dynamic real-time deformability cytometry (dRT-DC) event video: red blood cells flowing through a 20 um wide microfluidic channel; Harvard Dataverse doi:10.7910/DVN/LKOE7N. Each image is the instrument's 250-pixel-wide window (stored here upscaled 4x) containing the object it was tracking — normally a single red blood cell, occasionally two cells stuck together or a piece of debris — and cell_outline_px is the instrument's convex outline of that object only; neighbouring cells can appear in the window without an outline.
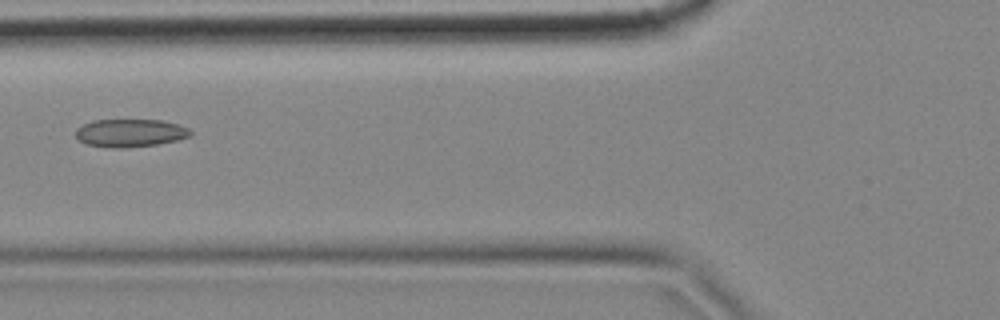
{"species": "common noctule bat (a hibernating species)", "species_latin": "Nyctalus noctula", "temperature_condition": "cold", "stored_images_in_passage": 10, "camera_frame_rate_fps": 3000, "um_per_image_px": 0.085, "animal": {"sex": "female", "body_mass_g": 18.4}, "frame": {"image": 1, "passage_image": 5, "time_ms": 1.333, "image_size_px": [1000, 320], "cell_outline_px": [[192, 136], [176, 140], [156, 144], [120, 148], [116, 148], [84, 144], [76, 136], [76, 128], [92, 120], [160, 120], [180, 124], [188, 128], [192, 132]], "centroid_in_image_um": [11.07, 11.29], "position_along_channel_um": 114.7, "area_um2": 18.61}}
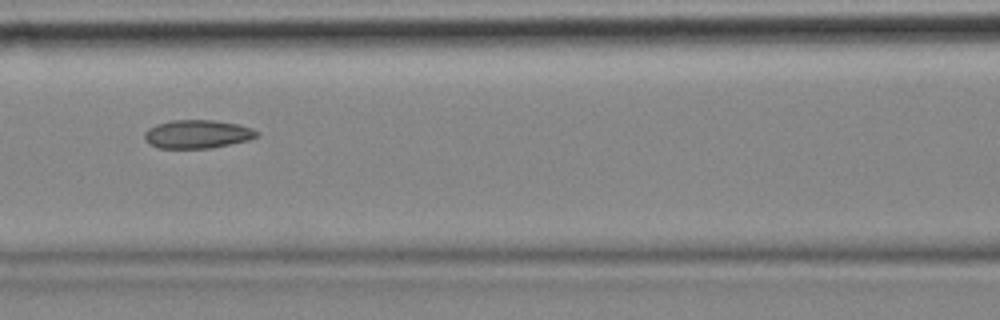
{"frame": {"image": 2, "passage_image": 6, "time_ms": 1.667, "image_size_px": [1000, 320], "cell_outline_px": [[260, 136], [248, 140], [208, 148], [160, 148], [148, 144], [144, 140], [144, 132], [148, 128], [156, 124], [172, 120], [212, 120], [240, 124], [252, 128], [260, 132]], "centroid_in_image_um": [16.77, 11.39], "position_along_channel_um": 149.8, "area_um2": 18.73}}
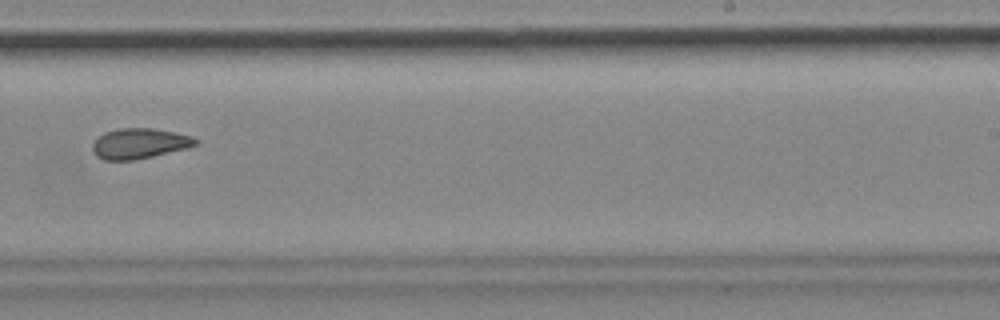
{"frame": {"image": 3, "passage_image": 9, "time_ms": 2.667, "image_size_px": [1000, 320], "cell_outline_px": [[200, 144], [188, 148], [136, 160], [104, 160], [96, 156], [92, 148], [92, 144], [104, 132], [116, 128], [152, 128], [192, 136], [200, 140]], "centroid_in_image_um": [11.88, 12.2], "position_along_channel_um": 277.1, "area_um2": 18.38}}